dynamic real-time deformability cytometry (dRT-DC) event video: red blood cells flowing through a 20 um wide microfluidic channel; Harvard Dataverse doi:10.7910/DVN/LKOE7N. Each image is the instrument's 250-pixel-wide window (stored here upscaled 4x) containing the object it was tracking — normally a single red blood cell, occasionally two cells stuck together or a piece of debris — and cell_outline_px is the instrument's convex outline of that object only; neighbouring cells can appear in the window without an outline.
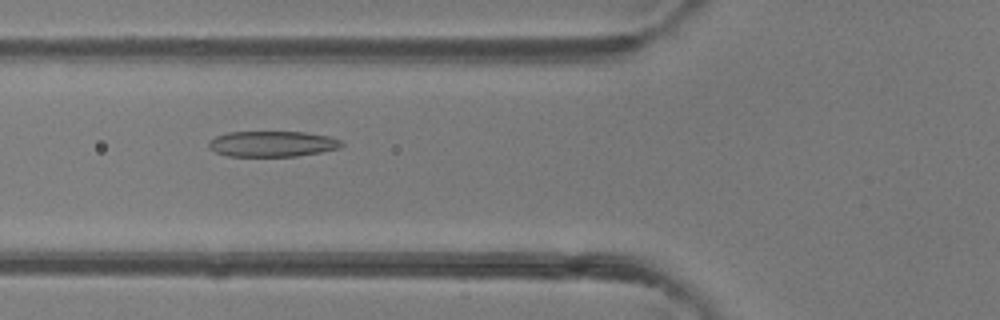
{"species": "common noctule bat (a hibernating species)", "species_latin": "Nyctalus noctula", "temperature_condition": "room temperature", "stored_images_in_passage": 48, "camera_frame_rate_fps": 3000, "um_per_image_px": 0.085, "animal": {"sex": "female"}, "frame": {"image": 1, "passage_image": 18, "time_ms": 5.667, "image_size_px": [1000, 320], "cell_outline_px": [[344, 144], [340, 148], [320, 152], [296, 156], [228, 156], [216, 152], [208, 148], [208, 140], [216, 136], [228, 132], [304, 132], [328, 136], [340, 140]], "centroid_in_image_um": [23.12, 12.23], "position_along_channel_um": 102.7, "area_um2": 19.88}}
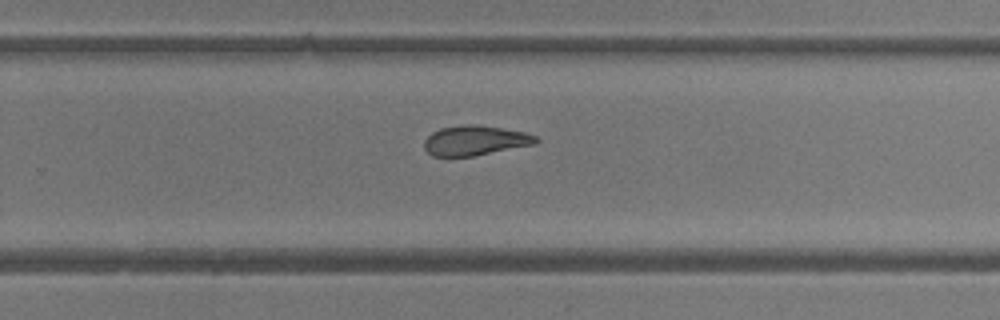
{"frame": {"image": 2, "passage_image": 31, "time_ms": 10.0, "image_size_px": [1000, 320], "cell_outline_px": [[540, 140], [536, 144], [472, 156], [432, 156], [424, 148], [424, 140], [432, 132], [440, 128], [468, 124], [476, 124], [524, 132], [536, 136]], "centroid_in_image_um": [40.38, 11.94], "position_along_channel_um": 289.4, "area_um2": 19.31}}
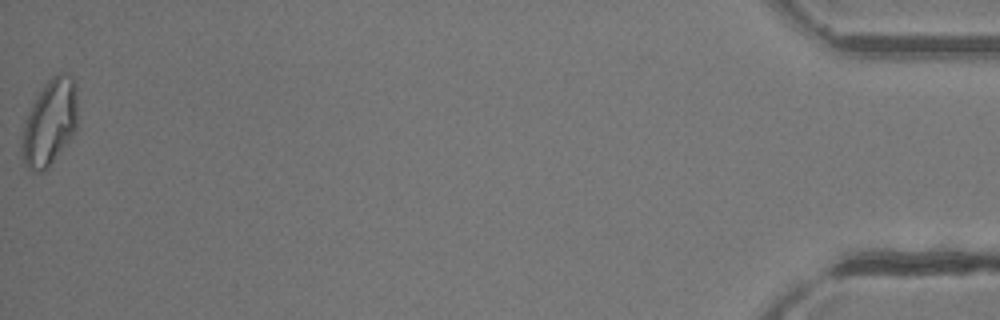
{"frame": {"image": 3, "passage_image": 48, "time_ms": 15.667, "image_size_px": [1000, 320], "cell_outline_px": [[76, 132], [48, 168], [44, 172], [32, 172], [24, 164], [20, 156], [20, 144], [24, 124], [28, 112], [32, 104], [44, 84], [52, 76], [60, 72], [64, 72], [72, 76], [76, 80]], "centroid_in_image_um": [4.21, 10.44], "position_along_channel_um": 431.0, "area_um2": 28.44}, "authors_computed_cell_mechanics": {"area_um2": 21.8484, "velocity_mm_per_s": 4.3127, "shape_relaxation_time_tau1_ms": null, "shape_relaxation_time_tau2_ms": 1.9174, "deformation_change_tau1": null, "deformation_change_tau2": 0.098}}